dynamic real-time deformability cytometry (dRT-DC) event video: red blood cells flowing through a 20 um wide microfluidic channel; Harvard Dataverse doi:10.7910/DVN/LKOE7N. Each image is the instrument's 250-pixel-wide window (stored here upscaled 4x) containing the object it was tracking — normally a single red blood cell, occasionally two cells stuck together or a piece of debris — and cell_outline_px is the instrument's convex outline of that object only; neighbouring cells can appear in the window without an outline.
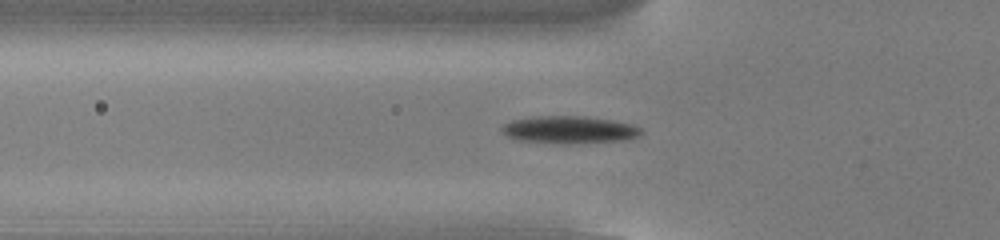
{"species": "common noctule bat (a hibernating species)", "species_latin": "Nyctalus noctula", "temperature_condition": "cold", "stored_images_in_passage": 38, "camera_frame_rate_fps": 3000, "um_per_image_px": 0.085, "animal": {"sex": "male", "body_mass_g": 13.0, "forearm_length_mm": 53.1}, "frame": {"image": 1, "passage_image": 3, "time_ms": 0.667, "image_size_px": [1000, 240], "cell_outline_px": [[644, 132], [628, 140], [516, 140], [500, 132], [500, 128], [504, 124], [512, 120], [536, 116], [584, 116], [612, 120], [632, 124], [640, 128]], "centroid_in_image_um": [48.37, 10.95], "position_along_channel_um": 77.4, "area_um2": 20.81}}
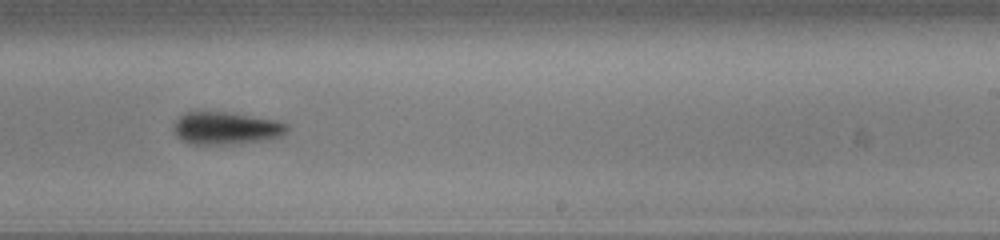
{"frame": {"image": 2, "passage_image": 18, "time_ms": 5.667, "image_size_px": [1000, 240], "cell_outline_px": [[288, 132], [284, 136], [268, 140], [240, 144], [188, 144], [180, 140], [172, 132], [172, 124], [184, 112], [228, 112], [276, 120], [288, 124]], "centroid_in_image_um": [19.21, 10.92], "position_along_channel_um": 269.8, "area_um2": 22.08}}
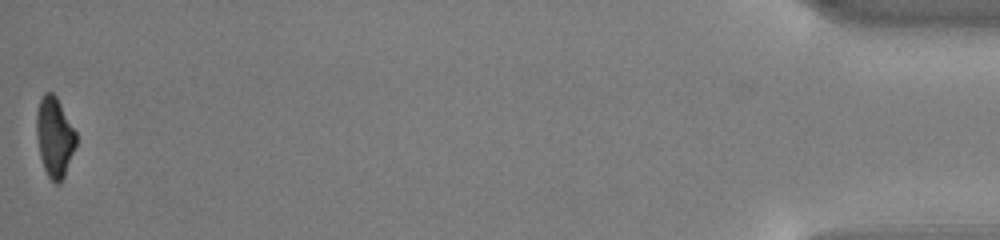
{"frame": {"image": 3, "passage_image": 38, "time_ms": 12.333, "image_size_px": [1000, 240], "cell_outline_px": [[76, 144], [64, 176], [60, 184], [56, 184], [48, 176], [44, 168], [40, 156], [36, 136], [36, 112], [40, 100], [44, 92], [52, 92], [56, 96], [76, 132]], "centroid_in_image_um": [4.62, 11.64], "position_along_channel_um": 430.6, "area_um2": 18.32}, "authors_computed_cell_mechanics": {"area_um2": 21.0681, "velocity_mm_per_s": 3.8499, "shape_relaxation_time_tau1_ms": 1.4043, "shape_relaxation_time_tau2_ms": null, "deformation_change_tau1": 0.1326, "deformation_change_tau2": null}}